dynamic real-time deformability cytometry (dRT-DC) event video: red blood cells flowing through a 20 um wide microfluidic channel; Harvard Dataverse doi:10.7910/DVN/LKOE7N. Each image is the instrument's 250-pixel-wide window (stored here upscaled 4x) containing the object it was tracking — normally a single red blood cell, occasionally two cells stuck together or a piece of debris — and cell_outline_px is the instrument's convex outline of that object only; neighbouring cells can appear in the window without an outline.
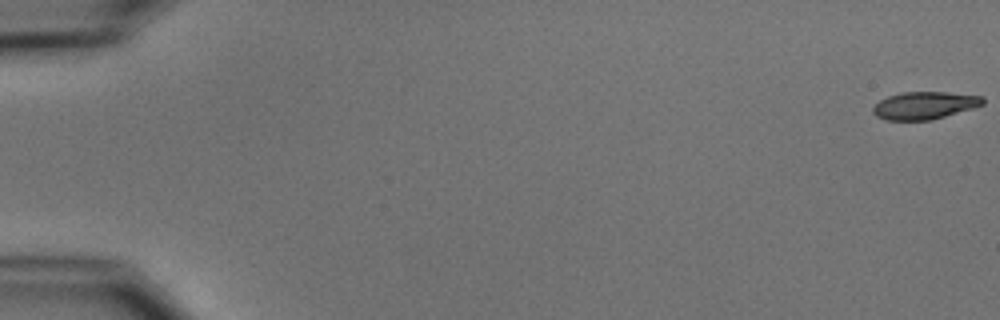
{"species": "common noctule bat (a hibernating species)", "species_latin": "Nyctalus noctula", "temperature_condition": "cold", "stored_images_in_passage": 55, "camera_frame_rate_fps": 3000, "um_per_image_px": 0.085, "animal": {"sex": "male", "body_mass_g": 15.6}, "frame": {"image": 1, "passage_image": 1, "time_ms": 0.0, "image_size_px": [1000, 320], "cell_outline_px": [[984, 104], [972, 108], [932, 120], [888, 120], [876, 116], [872, 112], [872, 108], [880, 100], [888, 96], [900, 92], [948, 92], [984, 96]], "centroid_in_image_um": [78.58, 8.95], "position_along_channel_um": 6.4, "area_um2": 17.63}}
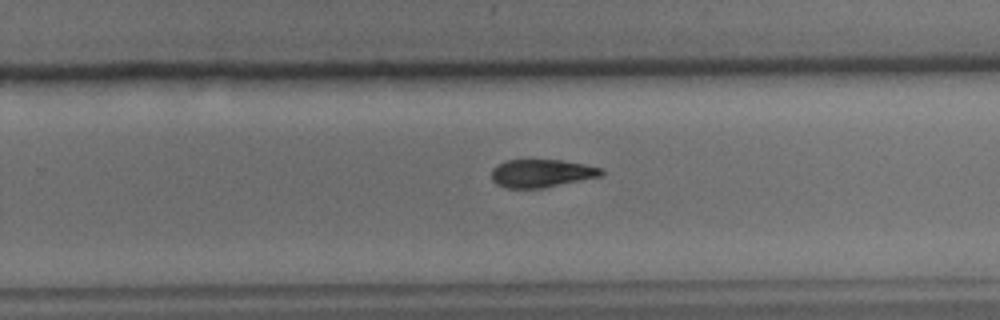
{"frame": {"image": 2, "passage_image": 36, "time_ms": 11.667, "image_size_px": [1000, 320], "cell_outline_px": [[604, 172], [600, 176], [544, 188], [508, 188], [496, 184], [492, 180], [492, 168], [496, 164], [508, 160], [560, 160], [584, 164], [604, 168]], "centroid_in_image_um": [46.02, 14.73], "position_along_channel_um": 283.8, "area_um2": 17.92}}
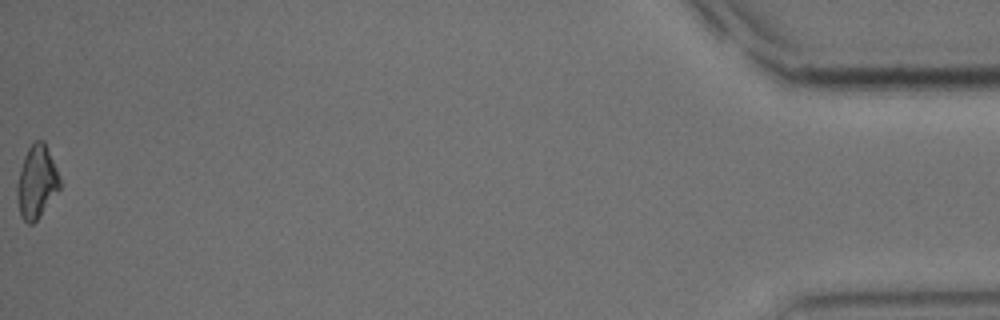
{"frame": {"image": 3, "passage_image": 55, "time_ms": 18.0, "image_size_px": [1000, 320], "cell_outline_px": [[60, 188], [40, 216], [32, 224], [28, 224], [20, 216], [16, 196], [16, 188], [20, 168], [24, 156], [28, 148], [36, 140], [44, 140], [60, 176]], "centroid_in_image_um": [3.1, 15.47], "position_along_channel_um": 432.1, "area_um2": 18.15}, "authors_computed_cell_mechanics": {"area_um2": 18.6116, "velocity_mm_per_s": 3.7617, "shape_relaxation_time_tau1_ms": 3.1094, "shape_relaxation_time_tau2_ms": 8.9428, "deformation_change_tau1": 0.1204, "deformation_change_tau2": 0.1699}}